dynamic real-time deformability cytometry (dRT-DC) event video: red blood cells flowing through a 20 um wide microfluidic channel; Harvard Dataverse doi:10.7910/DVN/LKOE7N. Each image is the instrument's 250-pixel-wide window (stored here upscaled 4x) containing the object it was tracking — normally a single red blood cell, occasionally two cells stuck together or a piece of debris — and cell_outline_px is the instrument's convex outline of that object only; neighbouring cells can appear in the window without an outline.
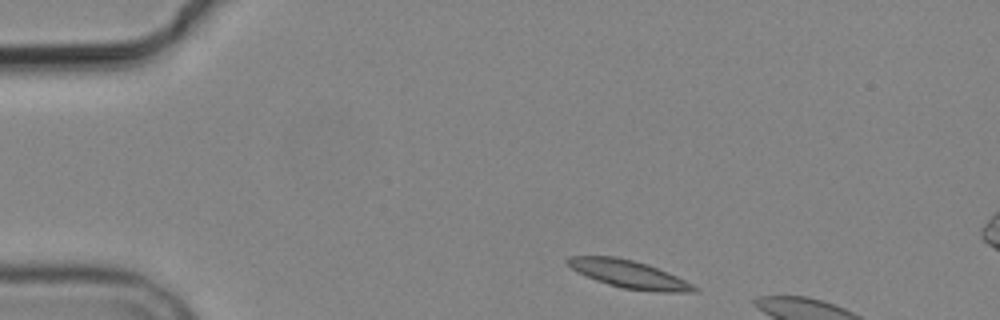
{"species": "common noctule bat (a hibernating species)", "species_latin": "Nyctalus noctula", "temperature_condition": "cold", "stored_images_in_passage": 3, "camera_frame_rate_fps": 3000, "um_per_image_px": 0.085, "animal": {"sex": "male", "body_mass_g": 19.2, "forearm_length_mm": 51.8}, "frame": {"image": 1, "passage_image": 1, "time_ms": 0.0, "image_size_px": [1000, 320], "cell_outline_px": [[700, 288], [696, 292], [656, 292], [624, 288], [608, 284], [596, 280], [576, 272], [564, 260], [568, 256], [616, 256], [648, 264], [668, 272]], "centroid_in_image_um": [53.45, 23.3], "position_along_channel_um": 31.5, "area_um2": 20.46}}